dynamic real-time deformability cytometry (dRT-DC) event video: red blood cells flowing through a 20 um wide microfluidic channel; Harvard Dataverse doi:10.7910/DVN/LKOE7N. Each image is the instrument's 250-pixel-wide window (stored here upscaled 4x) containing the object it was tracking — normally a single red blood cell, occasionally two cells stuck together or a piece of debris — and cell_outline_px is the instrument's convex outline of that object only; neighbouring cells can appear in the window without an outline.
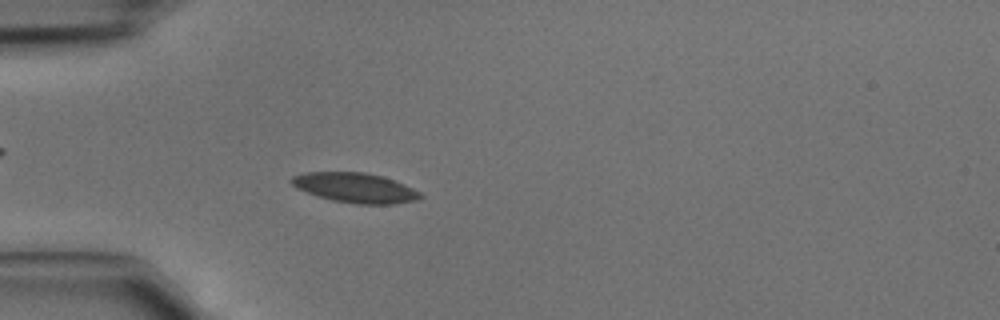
{"species": "common noctule bat (a hibernating species)", "species_latin": "Nyctalus noctula", "temperature_condition": "cold", "stored_images_in_passage": 46, "camera_frame_rate_fps": 3000, "um_per_image_px": 0.085, "animal": {"sex": "male", "body_mass_g": 15.6}, "frame": {"image": 1, "passage_image": 14, "time_ms": 4.333, "image_size_px": [1000, 320], "cell_outline_px": [[424, 196], [420, 200], [396, 204], [356, 204], [332, 200], [296, 188], [288, 180], [292, 176], [304, 172], [364, 172], [384, 176], [404, 184], [420, 192]], "centroid_in_image_um": [30.22, 15.96], "position_along_channel_um": 54.8, "area_um2": 22.54}}
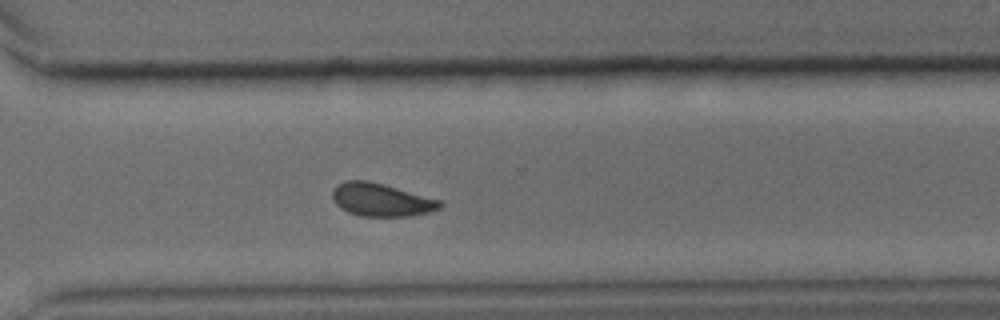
{"frame": {"image": 2, "passage_image": 34, "time_ms": 11.0, "image_size_px": [1000, 320], "cell_outline_px": [[444, 204], [440, 208], [428, 212], [408, 216], [360, 216], [348, 212], [340, 208], [332, 200], [332, 192], [336, 184], [344, 180], [368, 180], [384, 184], [440, 200]], "centroid_in_image_um": [32.36, 16.97], "position_along_channel_um": 338.2, "area_um2": 20.75}}
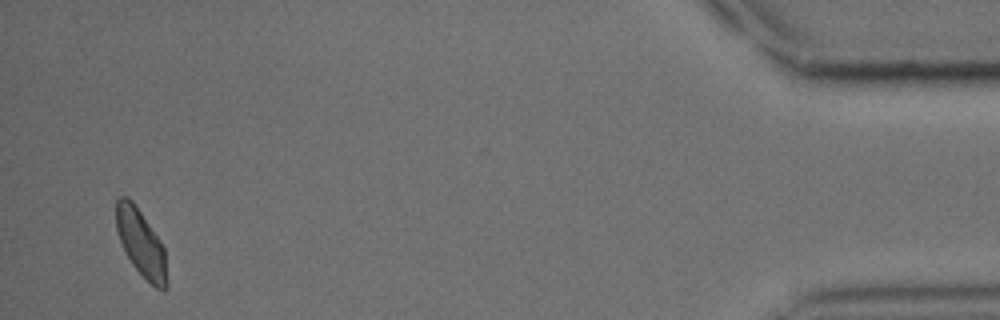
{"frame": {"image": 3, "passage_image": 45, "time_ms": 14.667, "image_size_px": [1000, 320], "cell_outline_px": [[168, 288], [164, 292], [156, 288], [132, 264], [120, 240], [116, 228], [116, 200], [120, 196], [124, 196], [132, 200], [160, 240], [164, 248], [168, 284]], "centroid_in_image_um": [12.01, 20.68], "position_along_channel_um": 423.2, "area_um2": 19.54}}